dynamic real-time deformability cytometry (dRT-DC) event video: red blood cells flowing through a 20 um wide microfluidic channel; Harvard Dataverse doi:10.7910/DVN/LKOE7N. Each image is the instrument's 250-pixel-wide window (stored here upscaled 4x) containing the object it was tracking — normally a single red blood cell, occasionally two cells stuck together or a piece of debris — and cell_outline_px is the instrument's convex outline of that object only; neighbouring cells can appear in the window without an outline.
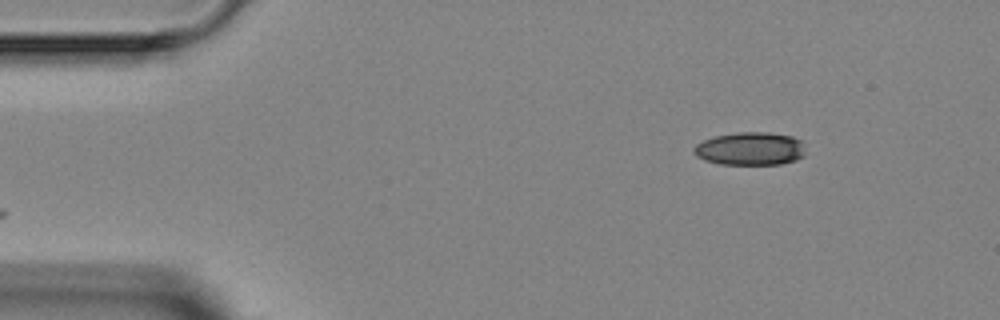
{"species": "Egyptian fruit bat (a non-hibernating species)", "species_latin": "Rousettus aegyptiacus", "temperature_condition": "room temperature", "stored_images_in_passage": 2, "camera_frame_rate_fps": 3000, "um_per_image_px": 0.085, "animal": {"sex": "female"}, "frame": {"image": 1, "passage_image": 2, "time_ms": 1.333, "image_size_px": [1000, 320], "cell_outline_px": [[804, 156], [796, 160], [780, 164], [720, 164], [704, 160], [696, 156], [692, 152], [692, 148], [696, 144], [704, 140], [716, 136], [736, 132], [768, 132], [792, 136], [804, 140]], "centroid_in_image_um": [63.78, 12.63], "position_along_channel_um": 21.2, "area_um2": 21.79}}